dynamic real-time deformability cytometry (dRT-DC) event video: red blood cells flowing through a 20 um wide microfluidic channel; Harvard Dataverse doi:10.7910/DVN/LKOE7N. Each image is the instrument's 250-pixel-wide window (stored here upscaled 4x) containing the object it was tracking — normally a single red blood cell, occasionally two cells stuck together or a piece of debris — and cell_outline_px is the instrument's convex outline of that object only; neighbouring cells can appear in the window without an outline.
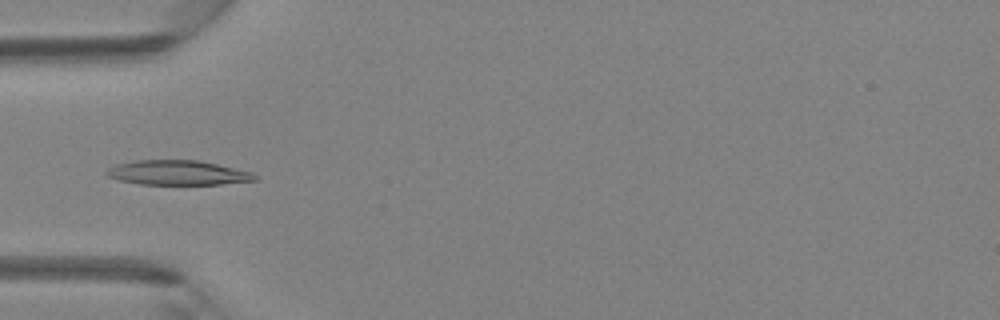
{"species": "Egyptian fruit bat (a non-hibernating species)", "species_latin": "Rousettus aegyptiacus", "temperature_condition": "room temperature", "stored_images_in_passage": 5, "camera_frame_rate_fps": 3000, "um_per_image_px": 0.085, "animal": {"sex": "female"}, "frame": {"image": 1, "passage_image": 4, "time_ms": 3.667, "image_size_px": [1000, 320], "cell_outline_px": [[256, 180], [220, 184], [140, 184], [120, 180], [108, 176], [104, 172], [108, 168], [116, 164], [132, 160], [200, 160], [252, 172], [256, 176]], "centroid_in_image_um": [15.07, 14.67], "position_along_channel_um": 69.9, "area_um2": 21.21}}
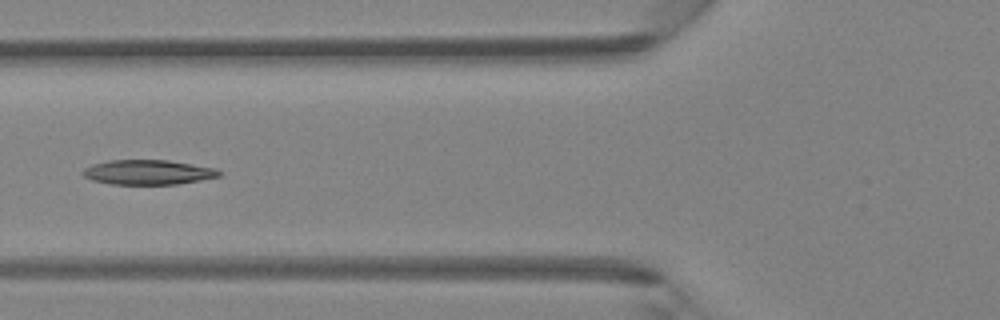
{"frame": {"image": 2, "passage_image": 5, "time_ms": 4.667, "image_size_px": [1000, 320], "cell_outline_px": [[220, 176], [200, 180], [176, 184], [112, 184], [92, 180], [84, 176], [80, 172], [84, 168], [92, 164], [108, 160], [168, 160], [216, 168], [220, 172]], "centroid_in_image_um": [12.55, 14.63], "position_along_channel_um": 113.3, "area_um2": 19.59}}